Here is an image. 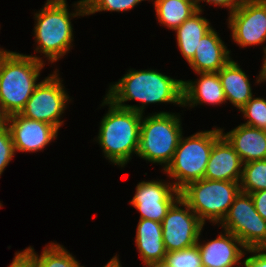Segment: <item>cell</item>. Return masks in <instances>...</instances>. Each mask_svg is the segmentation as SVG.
I'll list each match as a JSON object with an SVG mask.
<instances>
[{"label":"cell","instance_id":"25","mask_svg":"<svg viewBox=\"0 0 266 267\" xmlns=\"http://www.w3.org/2000/svg\"><path fill=\"white\" fill-rule=\"evenodd\" d=\"M243 117L248 119L244 125L266 131V99L252 97L241 109Z\"/></svg>","mask_w":266,"mask_h":267},{"label":"cell","instance_id":"17","mask_svg":"<svg viewBox=\"0 0 266 267\" xmlns=\"http://www.w3.org/2000/svg\"><path fill=\"white\" fill-rule=\"evenodd\" d=\"M222 135L232 145L242 163L266 159V131L241 124Z\"/></svg>","mask_w":266,"mask_h":267},{"label":"cell","instance_id":"23","mask_svg":"<svg viewBox=\"0 0 266 267\" xmlns=\"http://www.w3.org/2000/svg\"><path fill=\"white\" fill-rule=\"evenodd\" d=\"M40 256L31 246L22 253L32 262L34 267H83L63 246L51 242Z\"/></svg>","mask_w":266,"mask_h":267},{"label":"cell","instance_id":"4","mask_svg":"<svg viewBox=\"0 0 266 267\" xmlns=\"http://www.w3.org/2000/svg\"><path fill=\"white\" fill-rule=\"evenodd\" d=\"M74 5L77 8L76 13H70L66 0H47L41 11L34 15L37 21L34 26V37L38 45L35 52L43 53L51 63L70 50L73 41L71 17L86 15L84 0Z\"/></svg>","mask_w":266,"mask_h":267},{"label":"cell","instance_id":"6","mask_svg":"<svg viewBox=\"0 0 266 267\" xmlns=\"http://www.w3.org/2000/svg\"><path fill=\"white\" fill-rule=\"evenodd\" d=\"M141 119L137 155L151 163L171 162L182 137L180 116L169 112H158Z\"/></svg>","mask_w":266,"mask_h":267},{"label":"cell","instance_id":"30","mask_svg":"<svg viewBox=\"0 0 266 267\" xmlns=\"http://www.w3.org/2000/svg\"><path fill=\"white\" fill-rule=\"evenodd\" d=\"M200 1H206L208 4L213 3L215 6L219 7H226L230 10L229 13L231 14L241 6L244 0H194L196 9L199 11H202Z\"/></svg>","mask_w":266,"mask_h":267},{"label":"cell","instance_id":"20","mask_svg":"<svg viewBox=\"0 0 266 267\" xmlns=\"http://www.w3.org/2000/svg\"><path fill=\"white\" fill-rule=\"evenodd\" d=\"M218 75L226 101L229 100L240 110L253 97L247 75L232 59L218 71Z\"/></svg>","mask_w":266,"mask_h":267},{"label":"cell","instance_id":"26","mask_svg":"<svg viewBox=\"0 0 266 267\" xmlns=\"http://www.w3.org/2000/svg\"><path fill=\"white\" fill-rule=\"evenodd\" d=\"M165 260L171 267H203L198 246L168 252Z\"/></svg>","mask_w":266,"mask_h":267},{"label":"cell","instance_id":"29","mask_svg":"<svg viewBox=\"0 0 266 267\" xmlns=\"http://www.w3.org/2000/svg\"><path fill=\"white\" fill-rule=\"evenodd\" d=\"M252 256L247 257L243 263L244 267H266V248L262 249H247Z\"/></svg>","mask_w":266,"mask_h":267},{"label":"cell","instance_id":"14","mask_svg":"<svg viewBox=\"0 0 266 267\" xmlns=\"http://www.w3.org/2000/svg\"><path fill=\"white\" fill-rule=\"evenodd\" d=\"M196 245L203 267H234L242 263L240 260L247 250L237 237L226 230L224 234L204 244H200L198 239Z\"/></svg>","mask_w":266,"mask_h":267},{"label":"cell","instance_id":"3","mask_svg":"<svg viewBox=\"0 0 266 267\" xmlns=\"http://www.w3.org/2000/svg\"><path fill=\"white\" fill-rule=\"evenodd\" d=\"M106 104L109 105V110L101 120L96 139L106 159L124 167L132 153L137 155L142 114L118 107L107 97L102 106Z\"/></svg>","mask_w":266,"mask_h":267},{"label":"cell","instance_id":"12","mask_svg":"<svg viewBox=\"0 0 266 267\" xmlns=\"http://www.w3.org/2000/svg\"><path fill=\"white\" fill-rule=\"evenodd\" d=\"M181 197V192L172 183L142 181L130 204L140 212V219L162 222L171 206Z\"/></svg>","mask_w":266,"mask_h":267},{"label":"cell","instance_id":"22","mask_svg":"<svg viewBox=\"0 0 266 267\" xmlns=\"http://www.w3.org/2000/svg\"><path fill=\"white\" fill-rule=\"evenodd\" d=\"M154 6L159 22L172 30L197 11L194 0H160Z\"/></svg>","mask_w":266,"mask_h":267},{"label":"cell","instance_id":"19","mask_svg":"<svg viewBox=\"0 0 266 267\" xmlns=\"http://www.w3.org/2000/svg\"><path fill=\"white\" fill-rule=\"evenodd\" d=\"M135 243L144 265L165 259L167 251L163 242L160 222L140 219Z\"/></svg>","mask_w":266,"mask_h":267},{"label":"cell","instance_id":"31","mask_svg":"<svg viewBox=\"0 0 266 267\" xmlns=\"http://www.w3.org/2000/svg\"><path fill=\"white\" fill-rule=\"evenodd\" d=\"M256 211L266 220V190L250 193Z\"/></svg>","mask_w":266,"mask_h":267},{"label":"cell","instance_id":"35","mask_svg":"<svg viewBox=\"0 0 266 267\" xmlns=\"http://www.w3.org/2000/svg\"><path fill=\"white\" fill-rule=\"evenodd\" d=\"M103 267H122V266L120 264L118 256L116 255Z\"/></svg>","mask_w":266,"mask_h":267},{"label":"cell","instance_id":"24","mask_svg":"<svg viewBox=\"0 0 266 267\" xmlns=\"http://www.w3.org/2000/svg\"><path fill=\"white\" fill-rule=\"evenodd\" d=\"M266 190V159L243 164L240 191L250 194Z\"/></svg>","mask_w":266,"mask_h":267},{"label":"cell","instance_id":"33","mask_svg":"<svg viewBox=\"0 0 266 267\" xmlns=\"http://www.w3.org/2000/svg\"><path fill=\"white\" fill-rule=\"evenodd\" d=\"M264 51V59H263V65H262V69L259 73V76L257 77V82L256 83H262L264 81H266V46L263 49Z\"/></svg>","mask_w":266,"mask_h":267},{"label":"cell","instance_id":"11","mask_svg":"<svg viewBox=\"0 0 266 267\" xmlns=\"http://www.w3.org/2000/svg\"><path fill=\"white\" fill-rule=\"evenodd\" d=\"M232 39L241 47L259 45L266 41V0H244L229 15Z\"/></svg>","mask_w":266,"mask_h":267},{"label":"cell","instance_id":"10","mask_svg":"<svg viewBox=\"0 0 266 267\" xmlns=\"http://www.w3.org/2000/svg\"><path fill=\"white\" fill-rule=\"evenodd\" d=\"M161 225L163 242L168 253L195 246L204 223L180 197L168 210Z\"/></svg>","mask_w":266,"mask_h":267},{"label":"cell","instance_id":"15","mask_svg":"<svg viewBox=\"0 0 266 267\" xmlns=\"http://www.w3.org/2000/svg\"><path fill=\"white\" fill-rule=\"evenodd\" d=\"M243 163L232 145L221 135L214 143L204 179L240 182Z\"/></svg>","mask_w":266,"mask_h":267},{"label":"cell","instance_id":"5","mask_svg":"<svg viewBox=\"0 0 266 267\" xmlns=\"http://www.w3.org/2000/svg\"><path fill=\"white\" fill-rule=\"evenodd\" d=\"M221 135V128L197 132L185 139L182 135L171 162L164 169L177 181L173 183L177 190L204 178L211 150Z\"/></svg>","mask_w":266,"mask_h":267},{"label":"cell","instance_id":"7","mask_svg":"<svg viewBox=\"0 0 266 267\" xmlns=\"http://www.w3.org/2000/svg\"><path fill=\"white\" fill-rule=\"evenodd\" d=\"M240 182L201 179L189 183L181 192V198L200 220L221 223L235 197L240 193Z\"/></svg>","mask_w":266,"mask_h":267},{"label":"cell","instance_id":"13","mask_svg":"<svg viewBox=\"0 0 266 267\" xmlns=\"http://www.w3.org/2000/svg\"><path fill=\"white\" fill-rule=\"evenodd\" d=\"M11 133L14 150L21 152H37L57 138L58 129L46 122L25 118L13 114L5 123Z\"/></svg>","mask_w":266,"mask_h":267},{"label":"cell","instance_id":"36","mask_svg":"<svg viewBox=\"0 0 266 267\" xmlns=\"http://www.w3.org/2000/svg\"><path fill=\"white\" fill-rule=\"evenodd\" d=\"M6 118L7 117L4 115V113L2 112L0 108V127L6 123Z\"/></svg>","mask_w":266,"mask_h":267},{"label":"cell","instance_id":"1","mask_svg":"<svg viewBox=\"0 0 266 267\" xmlns=\"http://www.w3.org/2000/svg\"><path fill=\"white\" fill-rule=\"evenodd\" d=\"M116 83V84H115ZM110 85L106 97L116 106L143 114L145 105L174 103L183 107V80L173 79L156 70H128L122 79ZM137 100L140 106L124 102Z\"/></svg>","mask_w":266,"mask_h":267},{"label":"cell","instance_id":"32","mask_svg":"<svg viewBox=\"0 0 266 267\" xmlns=\"http://www.w3.org/2000/svg\"><path fill=\"white\" fill-rule=\"evenodd\" d=\"M9 267H34L32 262L22 253L17 252L15 254L13 262Z\"/></svg>","mask_w":266,"mask_h":267},{"label":"cell","instance_id":"16","mask_svg":"<svg viewBox=\"0 0 266 267\" xmlns=\"http://www.w3.org/2000/svg\"><path fill=\"white\" fill-rule=\"evenodd\" d=\"M229 54L230 51L212 28L201 38L195 55L188 63L196 73L218 72L231 60Z\"/></svg>","mask_w":266,"mask_h":267},{"label":"cell","instance_id":"21","mask_svg":"<svg viewBox=\"0 0 266 267\" xmlns=\"http://www.w3.org/2000/svg\"><path fill=\"white\" fill-rule=\"evenodd\" d=\"M201 13L202 11L197 10L174 30L179 50L187 62L195 55L201 38L212 29L209 21L200 16Z\"/></svg>","mask_w":266,"mask_h":267},{"label":"cell","instance_id":"2","mask_svg":"<svg viewBox=\"0 0 266 267\" xmlns=\"http://www.w3.org/2000/svg\"><path fill=\"white\" fill-rule=\"evenodd\" d=\"M44 61L8 51L0 60V108L6 117L20 114L34 92Z\"/></svg>","mask_w":266,"mask_h":267},{"label":"cell","instance_id":"27","mask_svg":"<svg viewBox=\"0 0 266 267\" xmlns=\"http://www.w3.org/2000/svg\"><path fill=\"white\" fill-rule=\"evenodd\" d=\"M86 15L100 11H127L133 9L137 4L144 0H84Z\"/></svg>","mask_w":266,"mask_h":267},{"label":"cell","instance_id":"18","mask_svg":"<svg viewBox=\"0 0 266 267\" xmlns=\"http://www.w3.org/2000/svg\"><path fill=\"white\" fill-rule=\"evenodd\" d=\"M196 81H183V106L194 107L197 104L220 105L226 102L218 72L197 73ZM188 104V105H187Z\"/></svg>","mask_w":266,"mask_h":267},{"label":"cell","instance_id":"9","mask_svg":"<svg viewBox=\"0 0 266 267\" xmlns=\"http://www.w3.org/2000/svg\"><path fill=\"white\" fill-rule=\"evenodd\" d=\"M57 72L54 71L53 74L39 82L20 115L46 122L59 130L64 122L60 120V117L66 109L69 96Z\"/></svg>","mask_w":266,"mask_h":267},{"label":"cell","instance_id":"37","mask_svg":"<svg viewBox=\"0 0 266 267\" xmlns=\"http://www.w3.org/2000/svg\"><path fill=\"white\" fill-rule=\"evenodd\" d=\"M7 52H8V51L3 50V49L0 48V60H1V58H2Z\"/></svg>","mask_w":266,"mask_h":267},{"label":"cell","instance_id":"34","mask_svg":"<svg viewBox=\"0 0 266 267\" xmlns=\"http://www.w3.org/2000/svg\"><path fill=\"white\" fill-rule=\"evenodd\" d=\"M145 267H171L170 264L164 259L149 264H145Z\"/></svg>","mask_w":266,"mask_h":267},{"label":"cell","instance_id":"28","mask_svg":"<svg viewBox=\"0 0 266 267\" xmlns=\"http://www.w3.org/2000/svg\"><path fill=\"white\" fill-rule=\"evenodd\" d=\"M10 130L6 124L0 127V176L15 155Z\"/></svg>","mask_w":266,"mask_h":267},{"label":"cell","instance_id":"8","mask_svg":"<svg viewBox=\"0 0 266 267\" xmlns=\"http://www.w3.org/2000/svg\"><path fill=\"white\" fill-rule=\"evenodd\" d=\"M220 226L237 237L246 249L266 248V220L256 211L250 194L240 191Z\"/></svg>","mask_w":266,"mask_h":267}]
</instances>
